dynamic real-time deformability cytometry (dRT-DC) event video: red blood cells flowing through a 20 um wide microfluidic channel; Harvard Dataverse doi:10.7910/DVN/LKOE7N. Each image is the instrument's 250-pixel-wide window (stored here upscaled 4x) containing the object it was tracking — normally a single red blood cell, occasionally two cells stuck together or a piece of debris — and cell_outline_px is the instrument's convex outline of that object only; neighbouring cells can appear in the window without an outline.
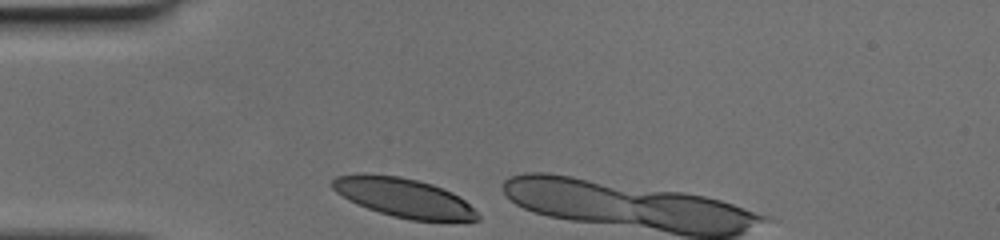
{"species": "human", "species_latin": "Homo sapiens", "temperature_condition": "cold", "stored_images_in_passage": 5, "camera_frame_rate_fps": 3000, "um_per_image_px": 0.085, "donor": {"sex": "female"}, "frame": {"image": 1, "passage_image": 1, "time_ms": 0.0, "image_size_px": [1000, 240], "cell_outline_px": [[480, 220], [412, 220], [392, 216], [356, 204], [348, 200], [336, 192], [332, 188], [332, 180], [336, 176], [400, 176], [432, 184], [452, 192], [464, 200], [480, 216]], "centroid_in_image_um": [34.34, 16.83], "position_along_channel_um": 50.7, "area_um2": 32.02}}